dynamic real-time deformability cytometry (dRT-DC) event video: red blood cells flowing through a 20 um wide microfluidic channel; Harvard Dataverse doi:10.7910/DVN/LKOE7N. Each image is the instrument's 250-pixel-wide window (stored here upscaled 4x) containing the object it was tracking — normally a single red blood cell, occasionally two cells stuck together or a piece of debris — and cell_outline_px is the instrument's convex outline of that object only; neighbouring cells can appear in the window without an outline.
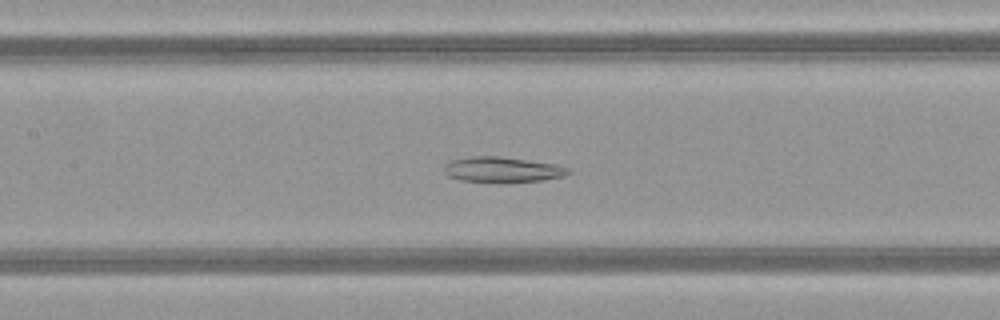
{"species": "common noctule bat (a hibernating species)", "species_latin": "Nyctalus noctula", "temperature_condition": "warm", "stored_images_in_passage": 49, "camera_frame_rate_fps": 3000, "um_per_image_px": 0.085, "animal": {"sex": "female", "body_mass_g": 21.9}, "frame": {"image": 1, "passage_image": 22, "time_ms": 7.0, "image_size_px": [1000, 320], "cell_outline_px": [[572, 172], [564, 176], [544, 180], [460, 180], [448, 176], [444, 172], [444, 164], [452, 160], [472, 156], [500, 156], [556, 164], [568, 168]], "centroid_in_image_um": [42.7, 14.37], "position_along_channel_um": 164.7, "area_um2": 17.69}}
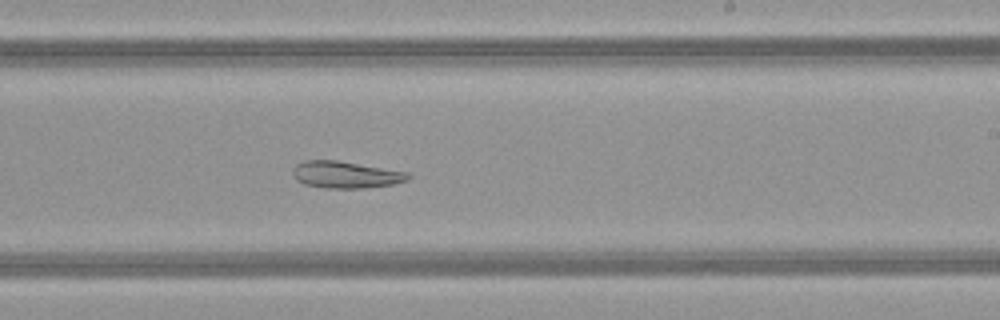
{"frame": {"image": 2, "passage_image": 29, "time_ms": 9.333, "image_size_px": [1000, 320], "cell_outline_px": [[412, 176], [408, 180], [392, 184], [364, 188], [324, 188], [304, 184], [296, 180], [292, 176], [292, 168], [296, 164], [304, 160], [336, 160], [408, 172]], "centroid_in_image_um": [29.34, 14.85], "position_along_channel_um": 259.7, "area_um2": 18.15}}
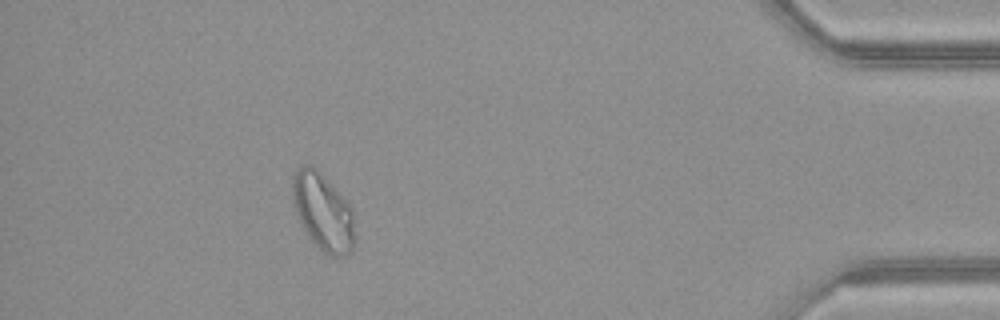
{"frame": {"image": 3, "passage_image": 44, "time_ms": 14.333, "image_size_px": [1000, 320], "cell_outline_px": [[356, 248], [352, 252], [344, 256], [328, 256], [312, 240], [304, 228], [300, 220], [292, 196], [292, 176], [296, 168], [304, 164], [312, 164], [324, 176], [352, 208], [356, 232]], "centroid_in_image_um": [27.5, 18.02], "position_along_channel_um": 407.7, "area_um2": 28.21}}